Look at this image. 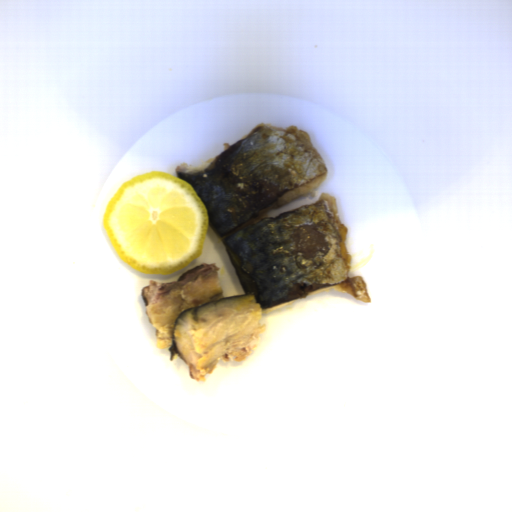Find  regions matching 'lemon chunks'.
<instances>
[{"instance_id":"obj_1","label":"lemon chunks","mask_w":512,"mask_h":512,"mask_svg":"<svg viewBox=\"0 0 512 512\" xmlns=\"http://www.w3.org/2000/svg\"><path fill=\"white\" fill-rule=\"evenodd\" d=\"M102 224L126 265L156 276L203 254L209 216L192 185L157 169L125 181L106 204Z\"/></svg>"}]
</instances>
